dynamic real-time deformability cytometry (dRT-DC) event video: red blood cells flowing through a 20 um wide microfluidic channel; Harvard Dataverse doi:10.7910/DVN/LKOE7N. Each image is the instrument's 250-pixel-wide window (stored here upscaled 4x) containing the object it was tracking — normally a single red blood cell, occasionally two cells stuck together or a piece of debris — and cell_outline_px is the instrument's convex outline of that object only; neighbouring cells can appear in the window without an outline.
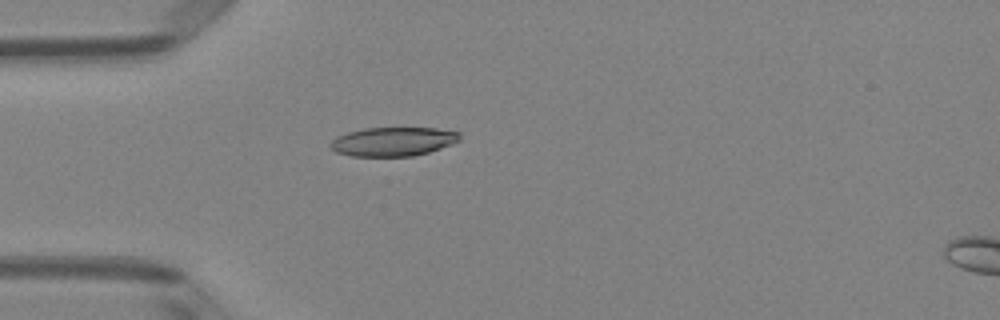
{"species": "Egyptian fruit bat (a non-hibernating species)", "species_latin": "Rousettus aegyptiacus", "temperature_condition": "room temperature", "stored_images_in_passage": 6, "camera_frame_rate_fps": 3000, "um_per_image_px": 0.085, "animal": {"sex": "female"}, "frame": {"image": 1, "passage_image": 5, "time_ms": 1.333, "image_size_px": [1000, 320], "cell_outline_px": [[460, 140], [452, 144], [428, 152], [412, 156], [352, 156], [336, 152], [328, 144], [336, 136], [348, 132], [364, 128], [436, 128], [460, 132]], "centroid_in_image_um": [33.4, 12.03], "position_along_channel_um": 51.6, "area_um2": 21.79}}